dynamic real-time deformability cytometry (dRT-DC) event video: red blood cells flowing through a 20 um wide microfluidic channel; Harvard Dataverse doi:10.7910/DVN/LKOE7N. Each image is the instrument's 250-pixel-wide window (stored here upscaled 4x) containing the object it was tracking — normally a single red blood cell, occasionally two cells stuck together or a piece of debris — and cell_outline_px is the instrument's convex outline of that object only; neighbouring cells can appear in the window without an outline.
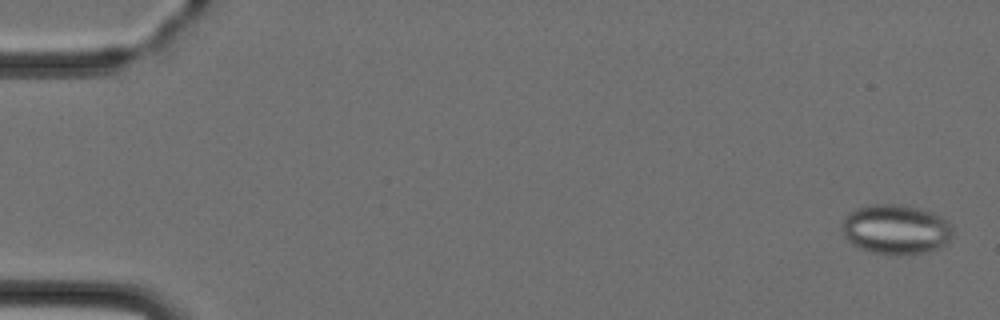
{"species": "Egyptian fruit bat (a non-hibernating species)", "species_latin": "Rousettus aegyptiacus", "temperature_condition": "cold", "stored_images_in_passage": 5, "camera_frame_rate_fps": 3000, "um_per_image_px": 0.085, "animal": {"sex": "female"}, "frame": {"image": 1, "passage_image": 1, "time_ms": 0.0, "image_size_px": [1000, 320], "cell_outline_px": [[952, 236], [948, 244], [928, 252], [900, 256], [888, 256], [868, 252], [856, 248], [844, 236], [840, 224], [844, 216], [848, 212], [856, 208], [868, 204], [904, 204], [932, 212], [948, 220], [952, 228]], "centroid_in_image_um": [76.12, 19.52], "position_along_channel_um": 8.9, "area_um2": 33.23}}